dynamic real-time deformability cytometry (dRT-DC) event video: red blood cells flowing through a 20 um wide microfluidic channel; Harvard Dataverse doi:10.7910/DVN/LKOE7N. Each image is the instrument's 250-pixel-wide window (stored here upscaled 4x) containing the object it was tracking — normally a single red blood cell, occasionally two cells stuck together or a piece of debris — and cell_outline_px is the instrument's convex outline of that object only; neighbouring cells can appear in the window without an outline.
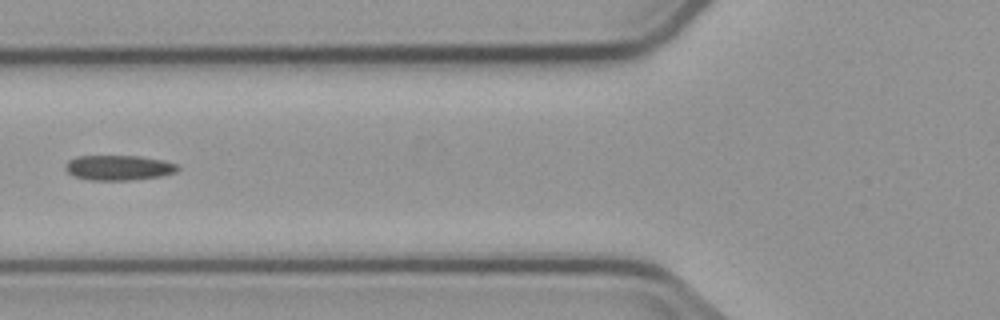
{"species": "common noctule bat (a hibernating species)", "species_latin": "Nyctalus noctula", "temperature_condition": "cold", "stored_images_in_passage": 3, "camera_frame_rate_fps": 3000, "um_per_image_px": 0.085, "animal": {"sex": "male", "body_mass_g": 23.1, "forearm_length_mm": 52.7}, "frame": {"image": 1, "passage_image": 3, "time_ms": 2.333, "image_size_px": [1000, 320], "cell_outline_px": [[180, 168], [176, 172], [160, 176], [128, 180], [92, 180], [72, 176], [64, 168], [68, 160], [76, 156], [140, 156], [164, 160], [176, 164]], "centroid_in_image_um": [10.07, 14.25], "position_along_channel_um": 115.7, "area_um2": 16.42}}